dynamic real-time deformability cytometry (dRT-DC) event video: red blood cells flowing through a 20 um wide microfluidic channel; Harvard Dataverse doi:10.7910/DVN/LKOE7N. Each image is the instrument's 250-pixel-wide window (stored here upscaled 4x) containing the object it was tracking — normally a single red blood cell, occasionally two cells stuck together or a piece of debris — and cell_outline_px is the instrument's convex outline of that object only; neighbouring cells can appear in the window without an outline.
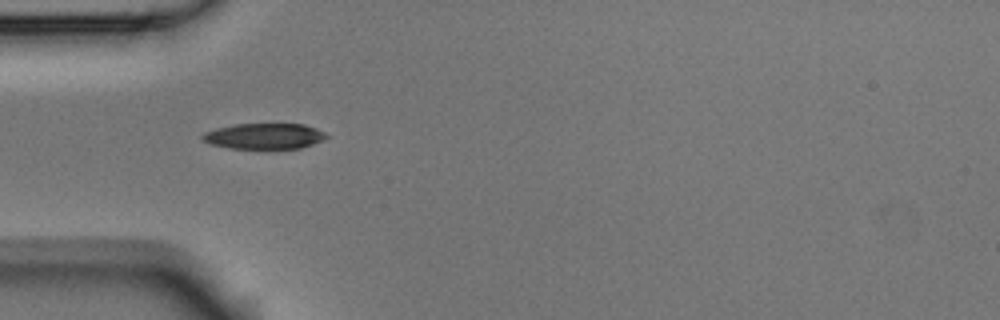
{"species": "Egyptian fruit bat (a non-hibernating species)", "species_latin": "Rousettus aegyptiacus", "temperature_condition": "room temperature", "stored_images_in_passage": 2, "camera_frame_rate_fps": 3000, "um_per_image_px": 0.085, "animal": {"sex": "male"}, "frame": {"image": 1, "passage_image": 1, "time_ms": 0.0, "image_size_px": [1000, 320], "cell_outline_px": [[328, 136], [312, 144], [300, 148], [232, 148], [212, 144], [204, 140], [200, 136], [204, 132], [216, 128], [236, 124], [304, 124], [316, 128], [324, 132]], "centroid_in_image_um": [22.45, 11.56], "position_along_channel_um": 62.5, "area_um2": 18.26}}
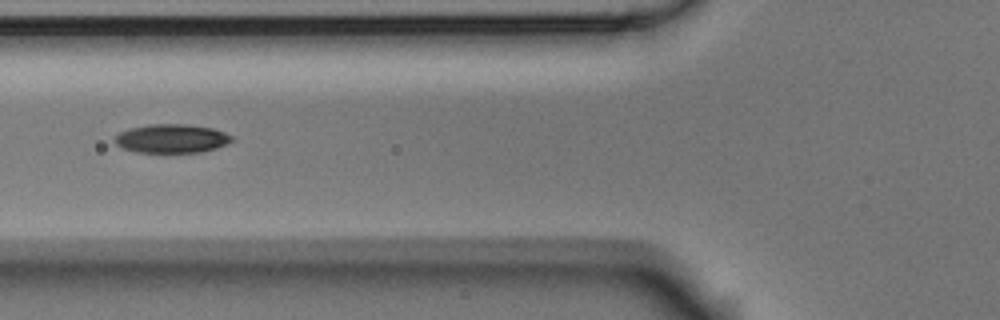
{"frame": {"image": 2, "passage_image": 2, "time_ms": 0.333, "image_size_px": [1000, 320], "cell_outline_px": [[236, 140], [228, 144], [204, 152], [136, 152], [124, 148], [116, 144], [112, 140], [120, 132], [128, 128], [148, 124], [184, 124], [212, 128], [224, 132], [232, 136]], "centroid_in_image_um": [14.61, 11.77], "position_along_channel_um": 111.2, "area_um2": 19.77}}